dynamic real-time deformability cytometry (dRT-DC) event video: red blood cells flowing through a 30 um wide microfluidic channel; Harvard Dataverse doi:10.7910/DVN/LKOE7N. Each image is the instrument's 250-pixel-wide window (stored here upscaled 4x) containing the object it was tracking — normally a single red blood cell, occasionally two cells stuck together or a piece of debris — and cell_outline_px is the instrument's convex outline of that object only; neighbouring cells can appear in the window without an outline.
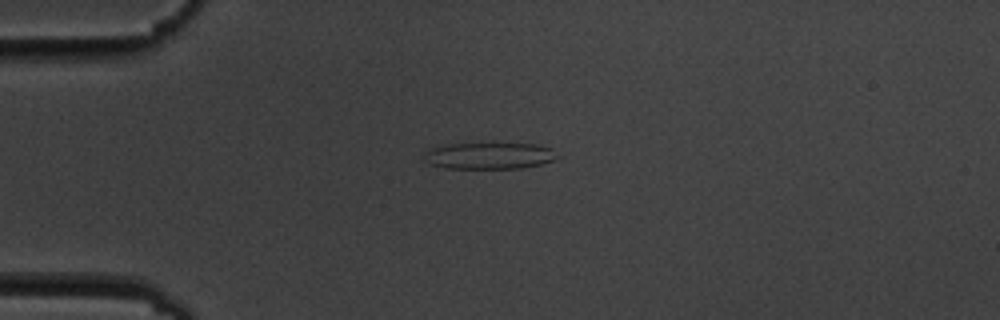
{"species": "common noctule bat (a hibernating species)", "species_latin": "Nyctalus noctula", "temperature_condition": "cold", "stored_images_in_passage": 2, "camera_frame_rate_fps": 3000, "um_per_image_px": 0.085, "animal": {"sex": "male", "body_mass_g": 19.5, "forearm_length_mm": 54.6}, "frame": {"image": 1, "passage_image": 1, "time_ms": 0.0, "image_size_px": [1000, 320], "cell_outline_px": [[564, 156], [540, 164], [520, 168], [444, 168], [432, 164], [424, 160], [424, 152], [432, 148], [448, 144], [492, 140], [536, 144], [552, 148]], "centroid_in_image_um": [41.66, 13.17], "position_along_channel_um": 43.3, "area_um2": 21.85}}